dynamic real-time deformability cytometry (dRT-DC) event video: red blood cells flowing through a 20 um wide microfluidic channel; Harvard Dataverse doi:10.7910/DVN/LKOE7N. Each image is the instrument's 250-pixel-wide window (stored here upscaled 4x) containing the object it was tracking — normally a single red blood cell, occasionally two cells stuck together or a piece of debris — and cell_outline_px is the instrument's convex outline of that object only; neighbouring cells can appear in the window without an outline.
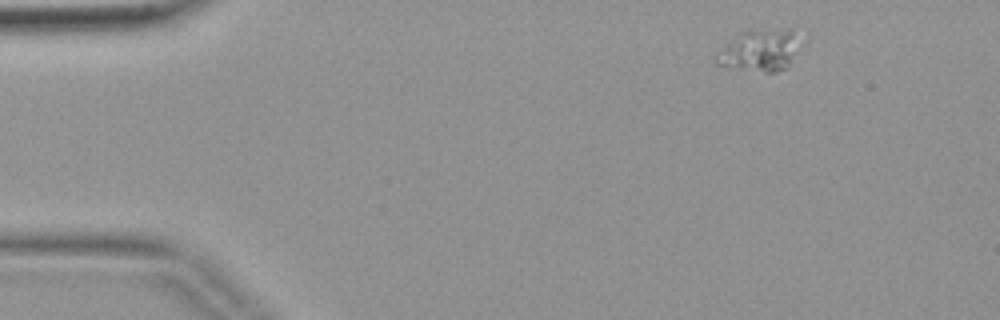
{"species": "common noctule bat (a hibernating species)", "species_latin": "Nyctalus noctula", "temperature_condition": "warm", "stored_images_in_passage": 3, "camera_frame_rate_fps": 3000, "um_per_image_px": 0.085, "animal": {"sex": "female", "body_mass_g": 19.9}, "frame": {"image": 1, "passage_image": 1, "time_ms": 0.0, "image_size_px": [1000, 320], "cell_outline_px": [[792, 56], [788, 68], [776, 72], [764, 72], [716, 64], [716, 52], [728, 40], [740, 32], [748, 28], [792, 28]], "centroid_in_image_um": [64.44, 4.25], "position_along_channel_um": 20.6, "area_um2": 19.94}}
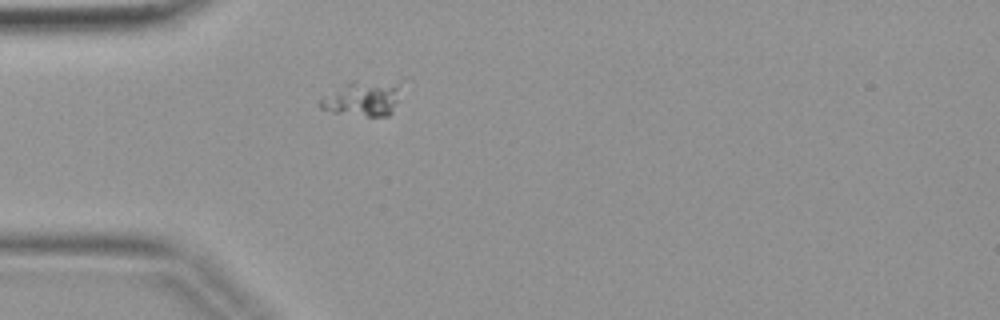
{"frame": {"image": 2, "passage_image": 3, "time_ms": 0.667, "image_size_px": [1000, 320], "cell_outline_px": [[396, 100], [392, 112], [388, 116], [368, 116], [332, 112], [320, 108], [320, 100], [348, 80], [352, 80], [396, 84]], "centroid_in_image_um": [30.73, 8.4], "position_along_channel_um": 54.3, "area_um2": 15.72}}